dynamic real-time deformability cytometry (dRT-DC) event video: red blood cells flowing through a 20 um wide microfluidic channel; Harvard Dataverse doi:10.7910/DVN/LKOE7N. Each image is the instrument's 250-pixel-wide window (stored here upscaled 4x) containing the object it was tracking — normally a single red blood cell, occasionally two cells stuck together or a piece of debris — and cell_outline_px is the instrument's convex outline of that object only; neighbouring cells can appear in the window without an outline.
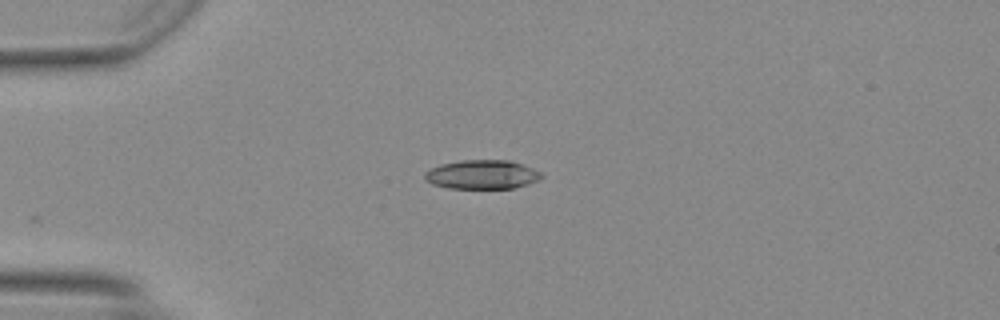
{"species": "Egyptian fruit bat (a non-hibernating species)", "species_latin": "Rousettus aegyptiacus", "temperature_condition": "warm", "stored_images_in_passage": 37, "camera_frame_rate_fps": 3000, "um_per_image_px": 0.085, "animal": {"sex": "female"}, "frame": {"image": 1, "passage_image": 1, "time_ms": 0.0, "image_size_px": [1000, 320], "cell_outline_px": [[544, 176], [540, 180], [528, 184], [512, 188], [448, 188], [432, 184], [424, 176], [424, 172], [440, 164], [460, 160], [508, 160], [532, 168], [540, 172]], "centroid_in_image_um": [40.98, 14.83], "position_along_channel_um": 44.0, "area_um2": 19.65}}
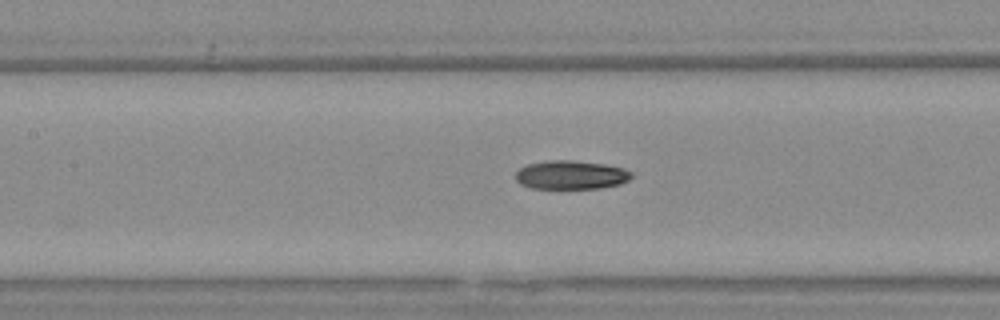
{"frame": {"image": 2, "passage_image": 11, "time_ms": 3.333, "image_size_px": [1000, 320], "cell_outline_px": [[632, 176], [628, 180], [620, 184], [600, 188], [528, 188], [520, 184], [516, 180], [516, 172], [520, 168], [528, 164], [548, 160], [572, 160], [604, 164], [624, 168], [632, 172]], "centroid_in_image_um": [48.53, 14.86], "position_along_channel_um": 158.9, "area_um2": 19.42}}
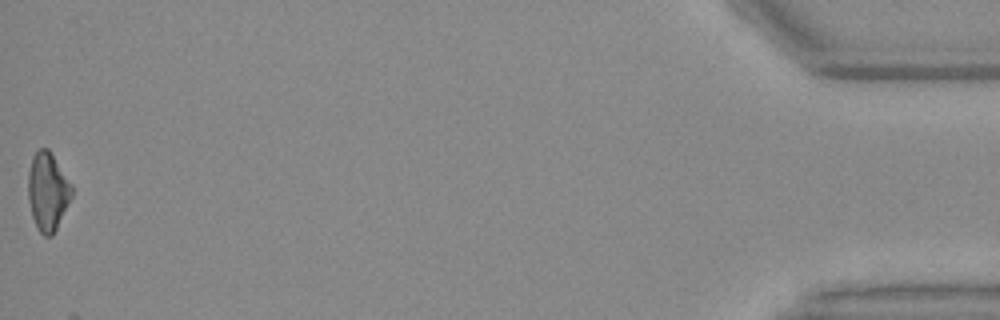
{"frame": {"image": 3, "passage_image": 37, "time_ms": 12.0, "image_size_px": [1000, 320], "cell_outline_px": [[72, 196], [52, 236], [44, 236], [36, 228], [32, 216], [28, 200], [28, 172], [32, 156], [40, 148], [48, 148], [72, 184]], "centroid_in_image_um": [4.04, 16.27], "position_along_channel_um": 431.2, "area_um2": 19.83}, "authors_computed_cell_mechanics": {"area_um2": 19.5364, "velocity_mm_per_s": 4.2317, "shape_relaxation_time_tau1_ms": 4.8396, "shape_relaxation_time_tau2_ms": 11.0908, "deformation_change_tau1": 0.1721, "deformation_change_tau2": 0.2292}}